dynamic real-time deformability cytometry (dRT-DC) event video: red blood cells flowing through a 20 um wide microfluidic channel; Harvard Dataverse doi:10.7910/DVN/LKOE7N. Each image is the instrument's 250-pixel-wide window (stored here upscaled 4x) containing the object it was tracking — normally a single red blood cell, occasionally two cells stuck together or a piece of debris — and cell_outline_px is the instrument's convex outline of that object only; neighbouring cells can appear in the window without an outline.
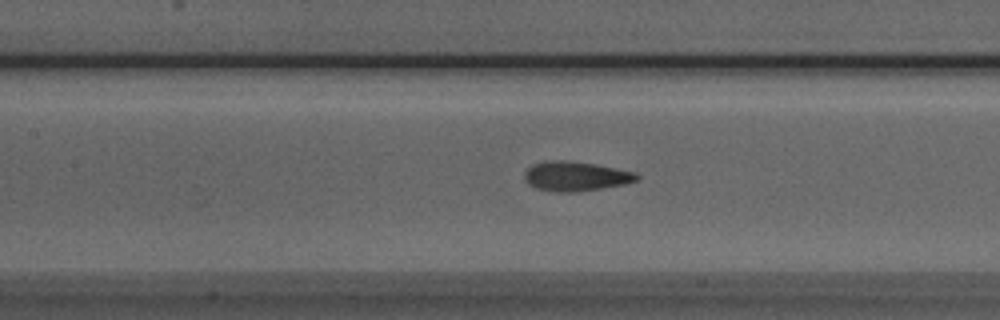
{"species": "Egyptian fruit bat (a non-hibernating species)", "species_latin": "Rousettus aegyptiacus", "temperature_condition": "room temperature", "stored_images_in_passage": 47, "camera_frame_rate_fps": 3000, "um_per_image_px": 0.085, "animal": {"sex": "male"}, "frame": {"image": 1, "passage_image": 22, "time_ms": 7.0, "image_size_px": [1000, 320], "cell_outline_px": [[640, 176], [636, 180], [624, 184], [600, 188], [572, 192], [556, 192], [536, 188], [528, 184], [524, 180], [524, 172], [532, 164], [544, 160], [564, 160], [592, 164], [636, 172]], "centroid_in_image_um": [48.87, 14.97], "position_along_channel_um": 158.5, "area_um2": 19.19}}
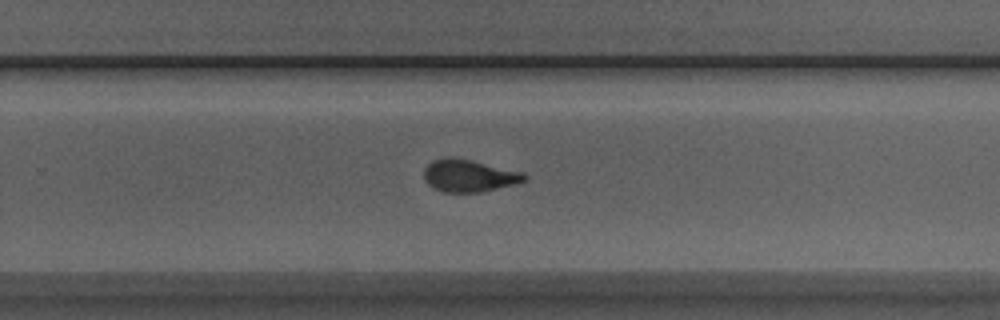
{"frame": {"image": 2, "passage_image": 32, "time_ms": 10.333, "image_size_px": [1000, 320], "cell_outline_px": [[528, 176], [524, 180], [516, 184], [480, 192], [444, 192], [432, 188], [424, 180], [424, 168], [432, 160], [448, 156], [452, 156], [472, 160], [524, 172]], "centroid_in_image_um": [39.84, 14.92], "position_along_channel_um": 290.0, "area_um2": 19.13}}
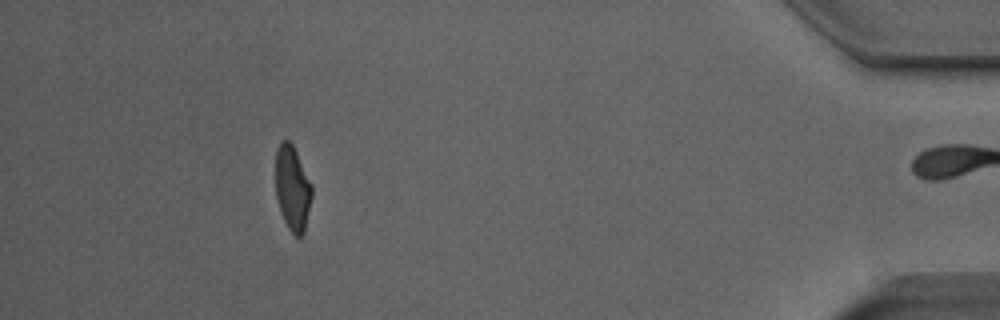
{"frame": {"image": 3, "passage_image": 46, "time_ms": 15.0, "image_size_px": [1000, 320], "cell_outline_px": [[312, 196], [304, 232], [300, 236], [296, 236], [288, 228], [280, 212], [276, 196], [276, 148], [280, 140], [288, 140], [292, 144], [312, 184]], "centroid_in_image_um": [24.85, 15.98], "position_along_channel_um": 410.3, "area_um2": 17.92}}